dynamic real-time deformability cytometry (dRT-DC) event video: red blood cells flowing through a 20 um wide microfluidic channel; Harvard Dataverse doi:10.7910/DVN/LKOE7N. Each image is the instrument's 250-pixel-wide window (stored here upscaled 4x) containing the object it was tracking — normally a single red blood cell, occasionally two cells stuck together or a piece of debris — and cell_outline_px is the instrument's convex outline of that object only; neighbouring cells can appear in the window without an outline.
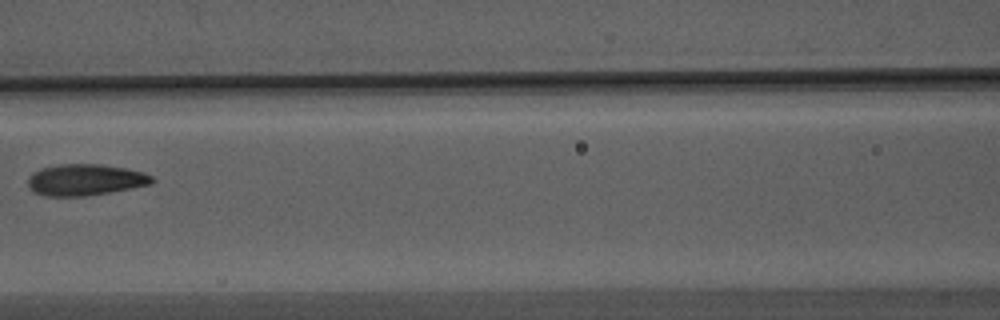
{"species": "Egyptian fruit bat (a non-hibernating species)", "species_latin": "Rousettus aegyptiacus", "temperature_condition": "warm", "stored_images_in_passage": 11, "camera_frame_rate_fps": 3000, "um_per_image_px": 0.085, "animal": {"sex": "male"}, "frame": {"image": 1, "passage_image": 3, "time_ms": 0.667, "image_size_px": [1000, 320], "cell_outline_px": [[156, 180], [152, 184], [108, 192], [84, 196], [44, 196], [36, 192], [28, 184], [28, 176], [32, 172], [40, 168], [60, 164], [100, 164], [124, 168], [144, 172], [152, 176]], "centroid_in_image_um": [7.25, 15.27], "position_along_channel_um": 159.4, "area_um2": 22.6}}
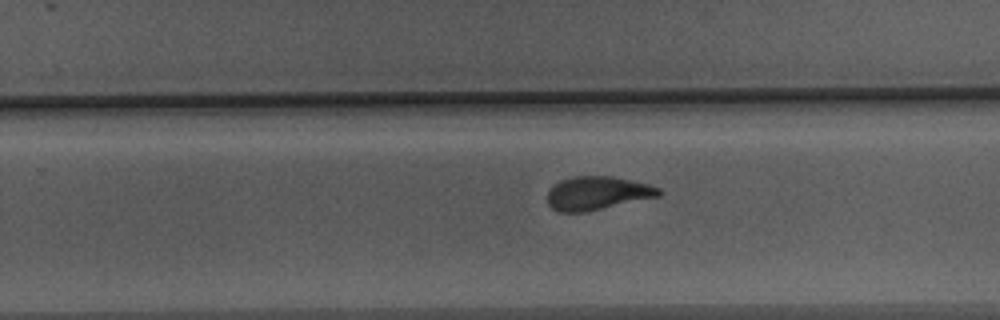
{"frame": {"image": 2, "passage_image": 9, "time_ms": 2.667, "image_size_px": [1000, 320], "cell_outline_px": [[664, 192], [660, 196], [588, 212], [560, 212], [552, 208], [548, 204], [548, 192], [552, 184], [560, 180], [572, 176], [612, 176], [632, 180], [648, 184], [660, 188]], "centroid_in_image_um": [50.78, 16.42], "position_along_channel_um": 279.0, "area_um2": 22.08}}